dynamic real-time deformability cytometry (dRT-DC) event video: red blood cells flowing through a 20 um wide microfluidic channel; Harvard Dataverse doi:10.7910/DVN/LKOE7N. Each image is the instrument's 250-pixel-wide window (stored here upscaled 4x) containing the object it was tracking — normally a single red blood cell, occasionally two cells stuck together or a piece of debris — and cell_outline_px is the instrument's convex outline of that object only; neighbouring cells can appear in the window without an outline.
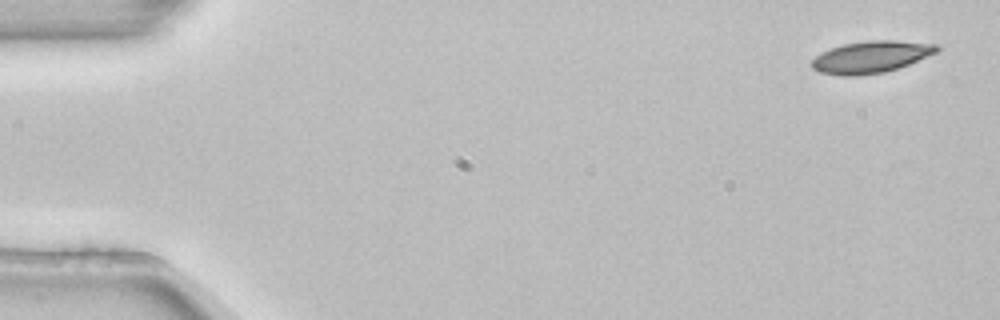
{"species": "common noctule bat (a hibernating species)", "species_latin": "Nyctalus noctula", "temperature_condition": "room temperature", "stored_images_in_passage": 4, "camera_frame_rate_fps": 3000, "um_per_image_px": 0.085, "animal": {"sex": "female", "body_mass_g": 22.7, "forearm_length_mm": 54.2}, "frame": {"image": 1, "passage_image": 1, "time_ms": 0.0, "image_size_px": [1000, 320], "cell_outline_px": [[940, 48], [936, 52], [900, 68], [884, 72], [856, 76], [840, 76], [820, 72], [812, 68], [812, 60], [816, 56], [832, 48], [844, 44], [868, 40], [896, 40], [940, 44]], "centroid_in_image_um": [74.07, 4.84], "position_along_channel_um": 10.9, "area_um2": 23.24}}
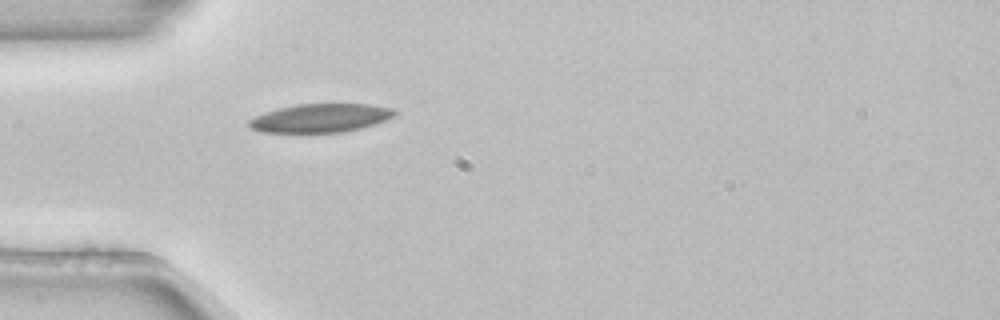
{"frame": {"image": 2, "passage_image": 4, "time_ms": 1.0, "image_size_px": [1000, 320], "cell_outline_px": [[400, 112], [396, 116], [360, 128], [344, 132], [260, 132], [252, 128], [248, 124], [248, 120], [256, 116], [280, 108], [296, 104], [368, 104], [392, 108]], "centroid_in_image_um": [27.28, 10.03], "position_along_channel_um": 57.7, "area_um2": 23.99}}